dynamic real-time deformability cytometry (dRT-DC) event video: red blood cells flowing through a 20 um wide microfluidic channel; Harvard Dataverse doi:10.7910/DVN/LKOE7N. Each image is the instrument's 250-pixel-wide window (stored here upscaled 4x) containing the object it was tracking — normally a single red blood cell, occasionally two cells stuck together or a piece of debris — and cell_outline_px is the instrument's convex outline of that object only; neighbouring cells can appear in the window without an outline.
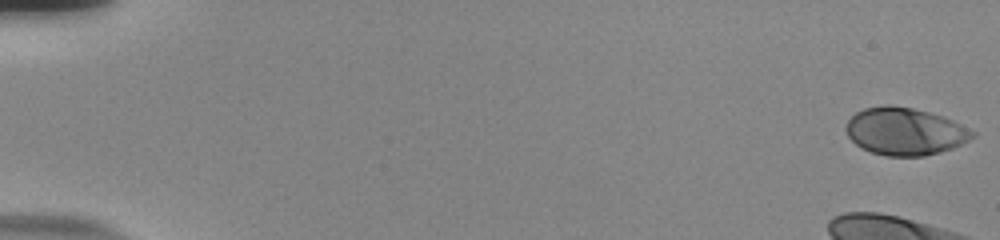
{"species": "human", "species_latin": "Homo sapiens", "temperature_condition": "room temperature", "stored_images_in_passage": 48, "camera_frame_rate_fps": 3000, "um_per_image_px": 0.085, "donor": {"sex": "male"}, "frame": {"image": 1, "passage_image": 1, "time_ms": 0.0, "image_size_px": [1000, 240], "cell_outline_px": [[976, 136], [952, 148], [940, 152], [924, 156], [888, 156], [872, 152], [860, 148], [848, 136], [844, 128], [848, 120], [856, 112], [864, 108], [888, 104], [912, 108], [944, 116], [976, 132]], "centroid_in_image_um": [76.9, 11.16], "position_along_channel_um": 8.1, "area_um2": 34.97}}